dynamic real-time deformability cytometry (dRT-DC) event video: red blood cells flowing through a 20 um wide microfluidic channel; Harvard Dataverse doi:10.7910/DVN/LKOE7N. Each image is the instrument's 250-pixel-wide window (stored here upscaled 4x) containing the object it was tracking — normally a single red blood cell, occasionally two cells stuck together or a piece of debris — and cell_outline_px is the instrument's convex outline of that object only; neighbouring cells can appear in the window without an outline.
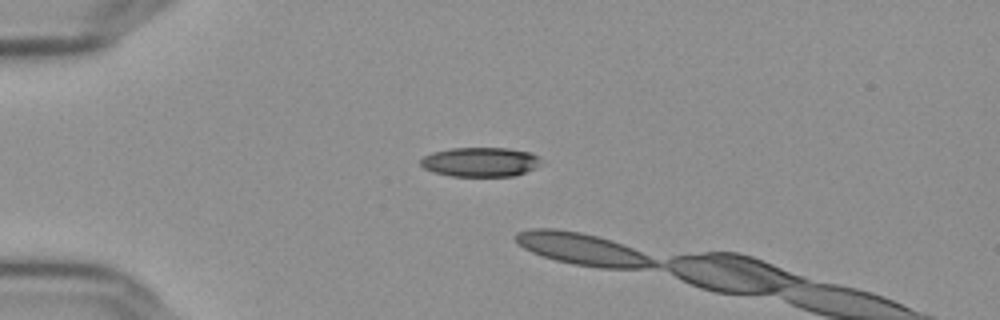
{"species": "Egyptian fruit bat (a non-hibernating species)", "species_latin": "Rousettus aegyptiacus", "temperature_condition": "cold", "stored_images_in_passage": 3, "camera_frame_rate_fps": 3000, "um_per_image_px": 0.085, "frame": {"image": 1, "passage_image": 1, "time_ms": 0.0, "image_size_px": [1000, 320], "cell_outline_px": [[540, 160], [532, 168], [524, 172], [512, 176], [448, 176], [432, 172], [424, 168], [420, 164], [420, 160], [424, 156], [432, 152], [452, 148], [508, 148], [532, 152], [540, 156]], "centroid_in_image_um": [40.78, 13.76], "position_along_channel_um": 44.2, "area_um2": 20.58}}